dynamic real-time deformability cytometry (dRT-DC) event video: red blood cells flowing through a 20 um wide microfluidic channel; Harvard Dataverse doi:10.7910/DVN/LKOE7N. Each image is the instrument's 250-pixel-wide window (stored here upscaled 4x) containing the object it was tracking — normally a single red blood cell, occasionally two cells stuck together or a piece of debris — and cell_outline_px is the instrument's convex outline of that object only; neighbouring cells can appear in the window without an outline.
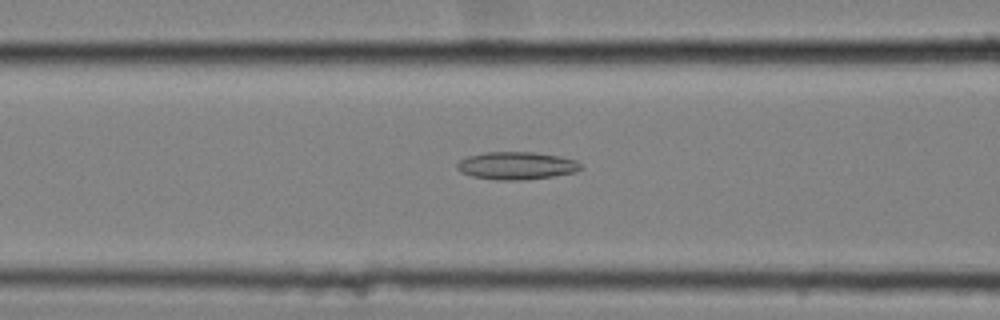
{"species": "common noctule bat (a hibernating species)", "species_latin": "Nyctalus noctula", "temperature_condition": "cold", "stored_images_in_passage": 57, "camera_frame_rate_fps": 3000, "um_per_image_px": 0.085, "animal": {"sex": "female", "body_mass_g": 25.1}, "frame": {"image": 1, "passage_image": 24, "time_ms": 7.667, "image_size_px": [1000, 320], "cell_outline_px": [[584, 168], [576, 172], [552, 176], [524, 180], [496, 180], [472, 176], [460, 172], [456, 168], [456, 164], [460, 160], [468, 156], [484, 152], [532, 152], [560, 156], [576, 160]], "centroid_in_image_um": [43.9, 14.08], "position_along_channel_um": 122.7, "area_um2": 20.06}}
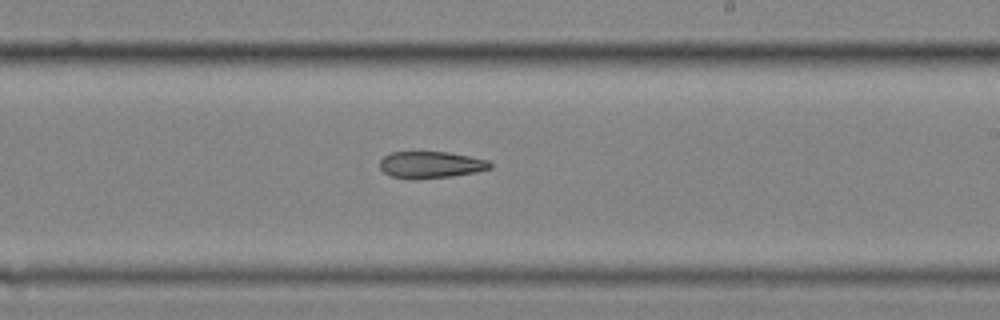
{"frame": {"image": 2, "passage_image": 35, "time_ms": 11.333, "image_size_px": [1000, 320], "cell_outline_px": [[492, 168], [476, 172], [452, 176], [416, 180], [412, 180], [392, 176], [384, 172], [380, 168], [380, 160], [384, 156], [392, 152], [448, 152], [488, 160], [492, 164]], "centroid_in_image_um": [36.61, 14.02], "position_along_channel_um": 252.4, "area_um2": 17.28}}
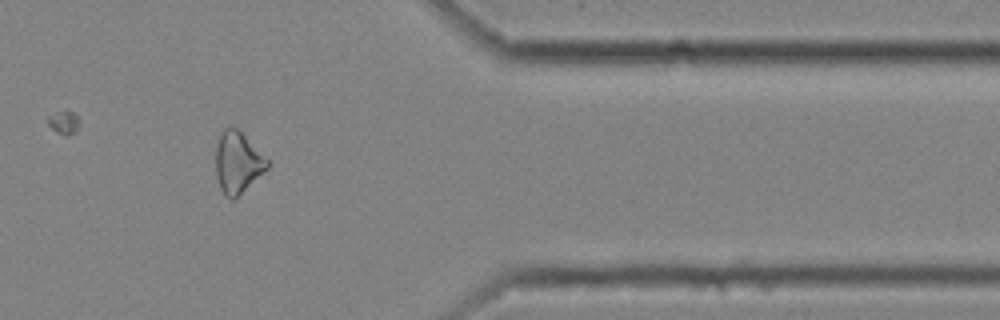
{"frame": {"image": 3, "passage_image": 48, "time_ms": 15.667, "image_size_px": [1000, 320], "cell_outline_px": [[268, 168], [232, 200], [220, 188], [216, 176], [216, 144], [220, 132], [228, 124], [232, 124], [268, 160]], "centroid_in_image_um": [20.16, 13.75], "position_along_channel_um": 391.2, "area_um2": 18.03}}